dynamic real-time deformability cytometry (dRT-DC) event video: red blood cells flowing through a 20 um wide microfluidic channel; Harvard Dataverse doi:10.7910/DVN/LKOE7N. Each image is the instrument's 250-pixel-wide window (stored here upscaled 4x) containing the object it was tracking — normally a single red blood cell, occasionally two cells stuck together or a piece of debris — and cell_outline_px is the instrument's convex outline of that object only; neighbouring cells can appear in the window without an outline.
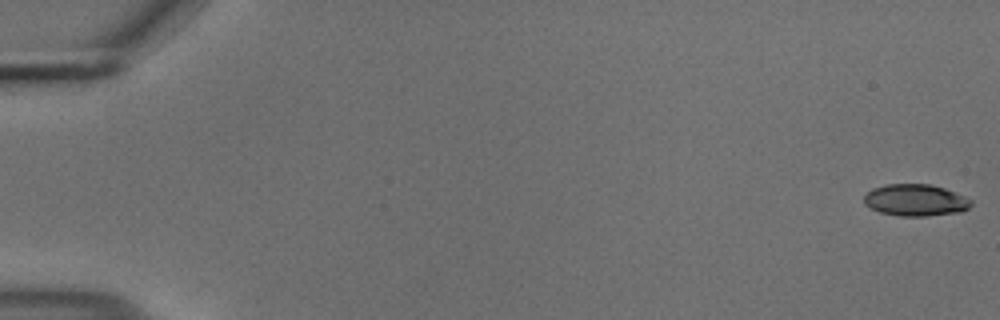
{"species": "common noctule bat (a hibernating species)", "species_latin": "Nyctalus noctula", "temperature_condition": "cold", "stored_images_in_passage": 55, "camera_frame_rate_fps": 3000, "um_per_image_px": 0.085, "animal": {"sex": "male", "body_mass_g": 18.8}, "frame": {"image": 1, "passage_image": 1, "time_ms": 0.0, "image_size_px": [1000, 320], "cell_outline_px": [[972, 204], [968, 208], [960, 212], [928, 216], [900, 216], [880, 212], [864, 204], [864, 196], [872, 188], [888, 184], [928, 184], [944, 188], [964, 196], [972, 200]], "centroid_in_image_um": [77.82, 17.01], "position_along_channel_um": 7.2, "area_um2": 19.77}}
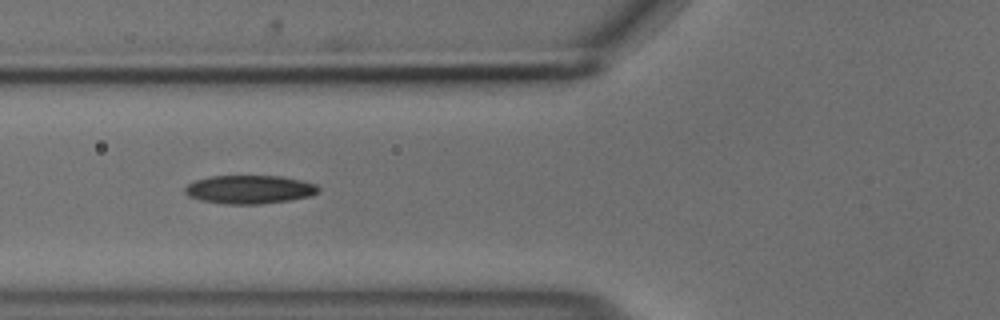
{"frame": {"image": 2, "passage_image": 22, "time_ms": 7.0, "image_size_px": [1000, 320], "cell_outline_px": [[320, 188], [312, 196], [288, 200], [260, 204], [228, 204], [200, 200], [188, 196], [184, 192], [184, 188], [188, 184], [196, 180], [212, 176], [284, 176], [304, 180], [316, 184]], "centroid_in_image_um": [21.23, 16.1], "position_along_channel_um": 104.6, "area_um2": 22.2}}
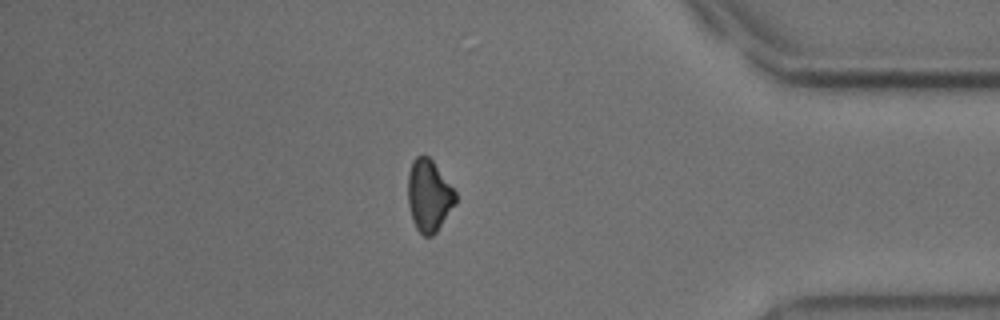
{"frame": {"image": 3, "passage_image": 48, "time_ms": 15.667, "image_size_px": [1000, 320], "cell_outline_px": [[456, 204], [436, 232], [432, 236], [424, 236], [416, 228], [412, 220], [408, 204], [408, 172], [412, 160], [416, 156], [428, 156], [432, 160], [456, 192]], "centroid_in_image_um": [36.45, 16.63], "position_along_channel_um": 398.8, "area_um2": 19.94}, "authors_computed_cell_mechanics": {"area_um2": 20.8658, "velocity_mm_per_s": 3.7007, "shape_relaxation_time_tau1_ms": 4.1315, "shape_relaxation_time_tau2_ms": null, "deformation_change_tau1": 0.1002, "deformation_change_tau2": null}}